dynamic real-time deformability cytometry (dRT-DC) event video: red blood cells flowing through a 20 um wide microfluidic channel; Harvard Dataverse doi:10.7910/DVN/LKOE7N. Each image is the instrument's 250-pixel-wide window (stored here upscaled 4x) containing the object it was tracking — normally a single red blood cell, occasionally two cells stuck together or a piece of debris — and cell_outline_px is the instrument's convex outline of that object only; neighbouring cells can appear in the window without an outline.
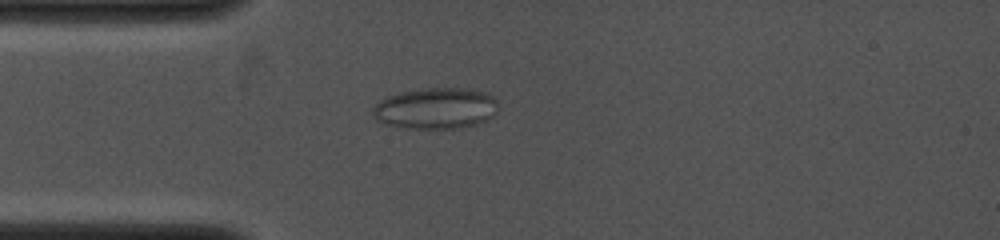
{"species": "common noctule bat (a hibernating species)", "species_latin": "Nyctalus noctula", "temperature_condition": "cold", "stored_images_in_passage": 4, "camera_frame_rate_fps": 4000, "um_per_image_px": 0.085, "animal": {"sex": "female", "body_mass_g": 19.0, "forearm_length_mm": 53.3}, "frame": {"image": 1, "passage_image": 4, "time_ms": 3.25, "image_size_px": [1000, 240], "cell_outline_px": [[496, 112], [488, 120], [476, 124], [456, 128], [404, 128], [384, 124], [376, 120], [372, 116], [372, 108], [380, 100], [388, 96], [400, 92], [420, 88], [468, 88], [488, 92], [496, 100]], "centroid_in_image_um": [37.01, 9.2], "position_along_channel_um": 48.0, "area_um2": 30.35}}